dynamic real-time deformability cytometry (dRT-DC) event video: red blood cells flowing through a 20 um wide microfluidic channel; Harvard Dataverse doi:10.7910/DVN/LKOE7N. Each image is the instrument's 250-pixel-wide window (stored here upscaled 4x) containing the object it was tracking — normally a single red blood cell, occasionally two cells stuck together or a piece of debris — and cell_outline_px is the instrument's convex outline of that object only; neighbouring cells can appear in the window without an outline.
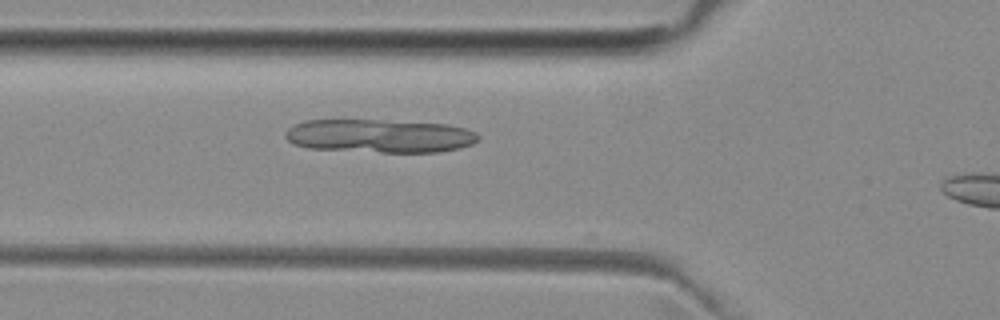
{"species": "common noctule bat (a hibernating species)", "species_latin": "Nyctalus noctula", "temperature_condition": "room temperature", "stored_images_in_passage": 12, "camera_frame_rate_fps": 3000, "um_per_image_px": 0.085, "animal": {"sex": "female", "body_mass_g": 29.2, "forearm_length_mm": 56.3}, "frame": {"image": 1, "passage_image": 11, "time_ms": 3.333, "image_size_px": [1000, 320], "cell_outline_px": [[480, 136], [472, 144], [460, 148], [440, 152], [380, 152], [308, 148], [292, 144], [284, 136], [284, 132], [288, 128], [304, 120], [380, 120], [448, 124], [464, 128], [476, 132]], "centroid_in_image_um": [32.25, 11.55], "position_along_channel_um": 93.5, "area_um2": 37.69}}